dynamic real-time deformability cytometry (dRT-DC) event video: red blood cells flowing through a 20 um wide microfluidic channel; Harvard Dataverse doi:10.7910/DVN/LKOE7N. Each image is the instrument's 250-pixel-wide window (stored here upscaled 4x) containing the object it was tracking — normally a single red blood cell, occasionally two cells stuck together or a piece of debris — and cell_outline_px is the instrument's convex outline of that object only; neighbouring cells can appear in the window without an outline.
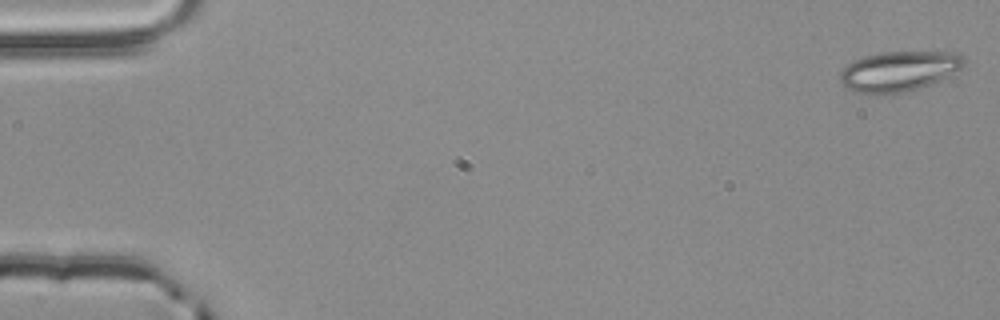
{"species": "common noctule bat (a hibernating species)", "species_latin": "Nyctalus noctula", "temperature_condition": "room temperature", "stored_images_in_passage": 8, "camera_frame_rate_fps": 3000, "um_per_image_px": 0.085, "animal": {"sex": "male", "body_mass_g": 20.4}, "frame": {"image": 1, "passage_image": 1, "time_ms": 0.0, "image_size_px": [1000, 320], "cell_outline_px": [[968, 60], [960, 68], [940, 80], [904, 92], [884, 96], [876, 96], [856, 92], [848, 88], [840, 80], [840, 72], [852, 60], [864, 56], [880, 52], [960, 52]], "centroid_in_image_um": [76.4, 6.06], "position_along_channel_um": 8.6, "area_um2": 29.25}}